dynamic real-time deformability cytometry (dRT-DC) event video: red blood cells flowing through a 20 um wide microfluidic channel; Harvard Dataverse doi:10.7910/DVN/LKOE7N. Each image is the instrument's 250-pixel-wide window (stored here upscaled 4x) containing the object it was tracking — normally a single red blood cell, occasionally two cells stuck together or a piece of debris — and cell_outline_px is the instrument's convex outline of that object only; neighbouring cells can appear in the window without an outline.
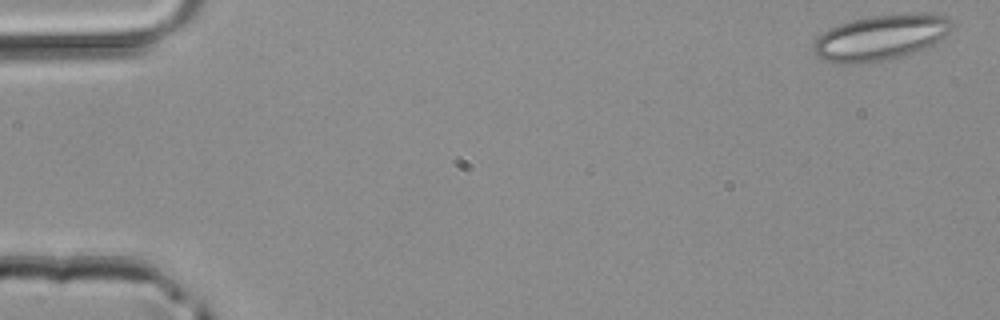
{"species": "common noctule bat (a hibernating species)", "species_latin": "Nyctalus noctula", "temperature_condition": "room temperature", "stored_images_in_passage": 45, "camera_frame_rate_fps": 3000, "um_per_image_px": 0.085, "animal": {"sex": "male", "body_mass_g": 20.4}, "frame": {"image": 1, "passage_image": 1, "time_ms": 0.0, "image_size_px": [1000, 320], "cell_outline_px": [[952, 28], [940, 40], [924, 48], [904, 56], [888, 60], [860, 64], [840, 64], [824, 60], [812, 48], [812, 44], [824, 32], [840, 24], [852, 20], [872, 16], [944, 16], [952, 24]], "centroid_in_image_um": [74.78, 3.26], "position_along_channel_um": 10.2, "area_um2": 35.37}}
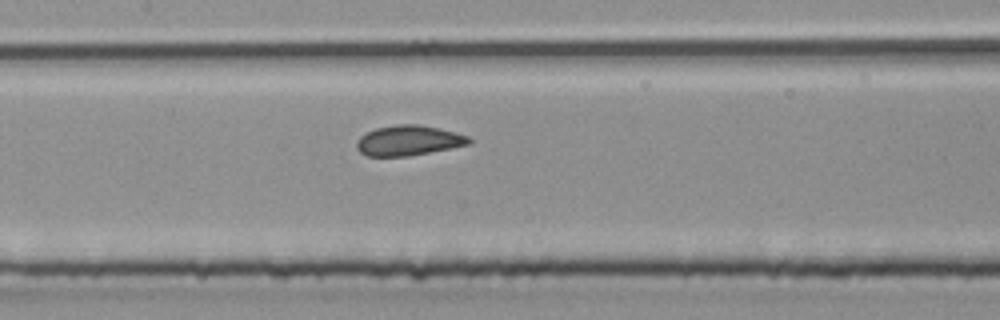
{"frame": {"image": 2, "passage_image": 22, "time_ms": 7.0, "image_size_px": [1000, 320], "cell_outline_px": [[472, 144], [408, 156], [364, 156], [356, 148], [356, 144], [360, 136], [376, 128], [396, 124], [416, 124], [436, 128], [468, 136], [472, 140]], "centroid_in_image_um": [34.7, 11.95], "position_along_channel_um": 172.7, "area_um2": 19.59}}
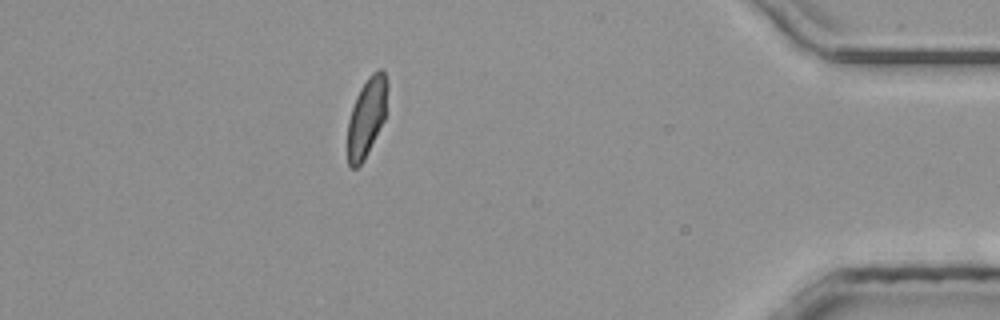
{"frame": {"image": 3, "passage_image": 41, "time_ms": 13.333, "image_size_px": [1000, 320], "cell_outline_px": [[388, 88], [384, 120], [364, 160], [356, 168], [348, 168], [348, 120], [356, 96], [360, 88], [368, 76], [372, 72], [380, 68], [384, 68], [388, 84]], "centroid_in_image_um": [31.18, 9.91], "position_along_channel_um": 404.0, "area_um2": 18.44}}